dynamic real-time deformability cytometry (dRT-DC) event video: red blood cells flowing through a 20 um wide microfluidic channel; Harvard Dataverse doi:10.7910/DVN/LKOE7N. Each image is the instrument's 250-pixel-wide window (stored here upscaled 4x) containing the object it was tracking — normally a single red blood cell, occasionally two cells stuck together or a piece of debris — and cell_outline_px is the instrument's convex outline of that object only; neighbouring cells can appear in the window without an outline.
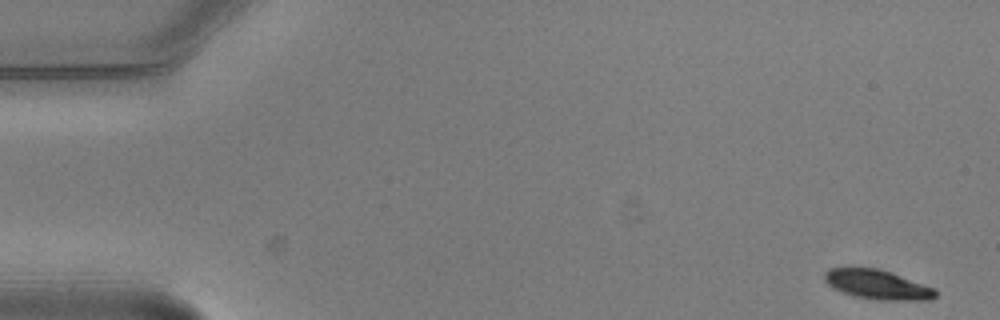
{"species": "common noctule bat (a hibernating species)", "species_latin": "Nyctalus noctula", "temperature_condition": "warm", "stored_images_in_passage": 5, "camera_frame_rate_fps": 3000, "um_per_image_px": 0.085, "animal": {"sex": "male", "body_mass_g": 20.5, "forearm_length_mm": 52.5}, "frame": {"image": 1, "passage_image": 1, "time_ms": 0.0, "image_size_px": [1000, 320], "cell_outline_px": [[936, 296], [932, 300], [880, 300], [856, 296], [832, 288], [824, 280], [824, 272], [828, 268], [880, 268], [892, 272], [936, 288]], "centroid_in_image_um": [74.61, 24.18], "position_along_channel_um": 10.4, "area_um2": 19.13}}
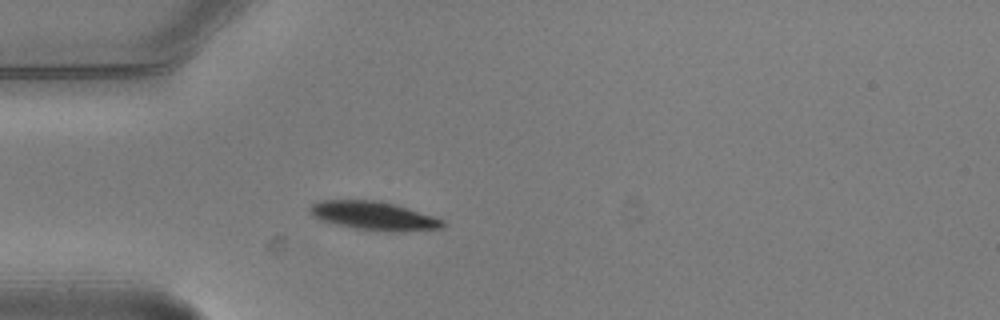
{"frame": {"image": 2, "passage_image": 5, "time_ms": 1.333, "image_size_px": [1000, 320], "cell_outline_px": [[448, 224], [444, 228], [392, 232], [388, 232], [356, 228], [336, 224], [320, 220], [312, 216], [308, 208], [312, 204], [320, 200], [380, 200], [432, 216], [444, 220]], "centroid_in_image_um": [31.77, 18.34], "position_along_channel_um": 53.2, "area_um2": 22.08}}